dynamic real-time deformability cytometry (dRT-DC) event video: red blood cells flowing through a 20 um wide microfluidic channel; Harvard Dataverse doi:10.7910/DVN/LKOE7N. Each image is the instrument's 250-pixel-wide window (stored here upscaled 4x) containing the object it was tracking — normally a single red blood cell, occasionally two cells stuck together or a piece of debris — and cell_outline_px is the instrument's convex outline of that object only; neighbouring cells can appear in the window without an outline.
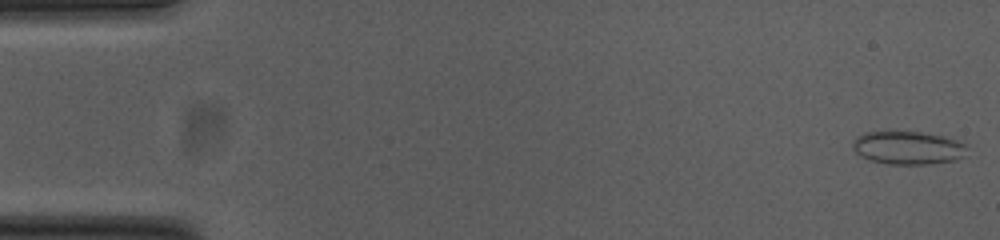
{"species": "common noctule bat (a hibernating species)", "species_latin": "Nyctalus noctula", "temperature_condition": "cold", "stored_images_in_passage": 53, "camera_frame_rate_fps": 3000, "um_per_image_px": 0.085, "animal": {"sex": "female", "body_mass_g": 23.0, "forearm_length_mm": 53.4}, "frame": {"image": 1, "passage_image": 1, "time_ms": 0.0, "image_size_px": [1000, 240], "cell_outline_px": [[968, 144], [964, 156], [956, 160], [928, 164], [888, 164], [872, 160], [860, 156], [852, 148], [852, 144], [856, 136], [864, 132], [920, 132], [944, 136]], "centroid_in_image_um": [77.18, 12.56], "position_along_channel_um": 7.8, "area_um2": 22.14}}
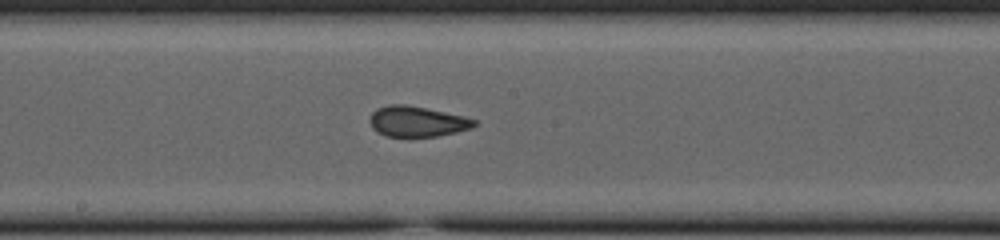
{"frame": {"image": 2, "passage_image": 28, "time_ms": 9.0, "image_size_px": [1000, 240], "cell_outline_px": [[476, 124], [472, 128], [456, 132], [436, 136], [388, 136], [376, 132], [372, 128], [368, 120], [372, 112], [376, 108], [388, 104], [404, 104], [464, 116], [476, 120]], "centroid_in_image_um": [35.41, 10.32], "position_along_channel_um": 212.8, "area_um2": 18.5}}
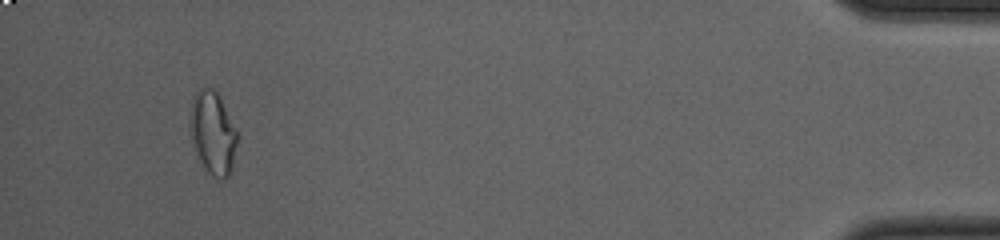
{"frame": {"image": 3, "passage_image": 50, "time_ms": 16.333, "image_size_px": [1000, 240], "cell_outline_px": [[240, 136], [228, 180], [220, 180], [212, 176], [204, 168], [200, 160], [188, 124], [192, 100], [196, 92], [200, 88], [212, 88], [220, 96]], "centroid_in_image_um": [18.13, 11.31], "position_along_channel_um": 417.1, "area_um2": 23.06}, "authors_computed_cell_mechanics": {"area_um2": 19.4208, "velocity_mm_per_s": 3.7993, "shape_relaxation_time_tau1_ms": null, "shape_relaxation_time_tau2_ms": 1.3882, "deformation_change_tau1": null, "deformation_change_tau2": 0.0657}}